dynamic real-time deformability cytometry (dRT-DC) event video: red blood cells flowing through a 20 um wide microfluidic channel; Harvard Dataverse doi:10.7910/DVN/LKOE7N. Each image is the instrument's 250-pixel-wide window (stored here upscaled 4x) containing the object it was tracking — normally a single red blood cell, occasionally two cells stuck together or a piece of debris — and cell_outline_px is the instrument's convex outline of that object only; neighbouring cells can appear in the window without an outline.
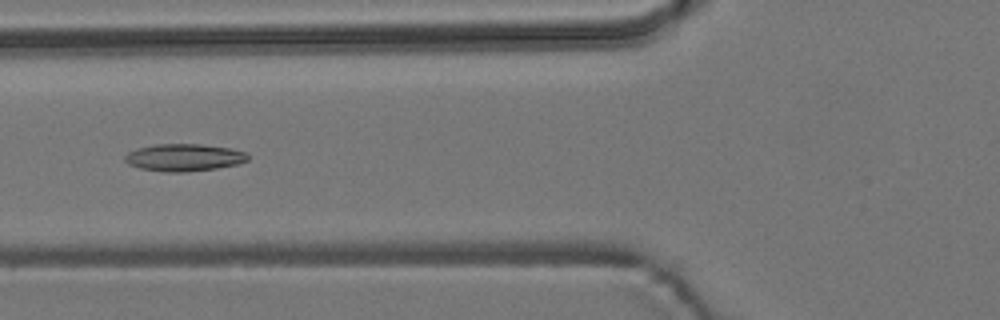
{"species": "common noctule bat (a hibernating species)", "species_latin": "Nyctalus noctula", "temperature_condition": "room temperature", "stored_images_in_passage": 5, "camera_frame_rate_fps": 3000, "um_per_image_px": 0.085, "animal": {"sex": "male", "body_mass_g": 19.2, "forearm_length_mm": 51.8}, "frame": {"image": 1, "passage_image": 5, "time_ms": 5.333, "image_size_px": [1000, 320], "cell_outline_px": [[248, 160], [240, 164], [216, 168], [184, 172], [164, 172], [140, 168], [128, 164], [124, 160], [124, 156], [128, 152], [136, 148], [152, 144], [204, 144], [232, 148], [248, 152]], "centroid_in_image_um": [15.66, 13.37], "position_along_channel_um": 110.1, "area_um2": 19.88}}